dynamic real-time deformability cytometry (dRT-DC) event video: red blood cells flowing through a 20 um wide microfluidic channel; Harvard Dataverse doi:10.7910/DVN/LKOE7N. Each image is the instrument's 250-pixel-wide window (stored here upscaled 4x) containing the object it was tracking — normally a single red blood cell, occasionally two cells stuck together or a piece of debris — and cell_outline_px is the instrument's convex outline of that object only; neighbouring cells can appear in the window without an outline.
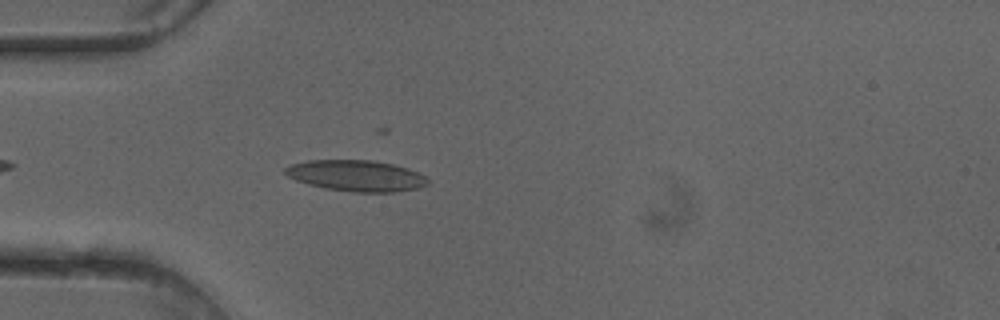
{"species": "common noctule bat (a hibernating species)", "species_latin": "Nyctalus noctula", "temperature_condition": "cold", "stored_images_in_passage": 8, "camera_frame_rate_fps": 3000, "um_per_image_px": 0.085, "animal": {"sex": "female"}, "frame": {"image": 1, "passage_image": 4, "time_ms": 1.0, "image_size_px": [1000, 320], "cell_outline_px": [[428, 184], [420, 188], [396, 192], [352, 192], [324, 188], [308, 184], [296, 180], [288, 176], [284, 172], [284, 168], [288, 164], [308, 160], [372, 160], [392, 164], [408, 168], [424, 176], [428, 180]], "centroid_in_image_um": [30.26, 14.93], "position_along_channel_um": 54.7, "area_um2": 25.95}}
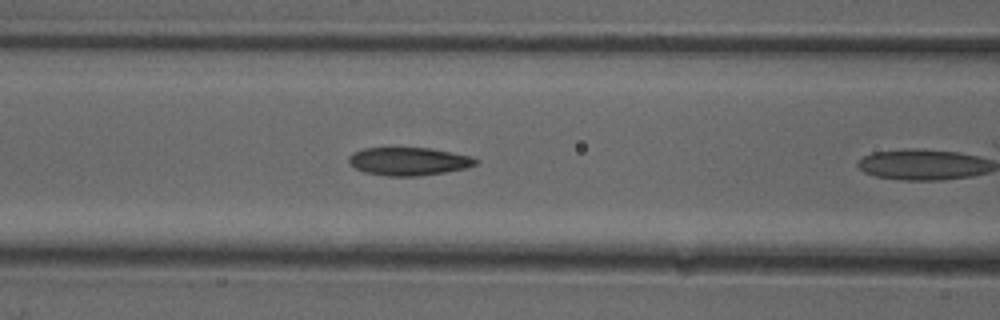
{"frame": {"image": 2, "passage_image": 7, "time_ms": 2.0, "image_size_px": [1000, 320], "cell_outline_px": [[480, 160], [476, 164], [464, 168], [444, 172], [420, 176], [388, 176], [364, 172], [348, 164], [348, 156], [352, 152], [364, 148], [432, 148], [472, 156]], "centroid_in_image_um": [34.72, 13.71], "position_along_channel_um": 131.9, "area_um2": 20.87}}